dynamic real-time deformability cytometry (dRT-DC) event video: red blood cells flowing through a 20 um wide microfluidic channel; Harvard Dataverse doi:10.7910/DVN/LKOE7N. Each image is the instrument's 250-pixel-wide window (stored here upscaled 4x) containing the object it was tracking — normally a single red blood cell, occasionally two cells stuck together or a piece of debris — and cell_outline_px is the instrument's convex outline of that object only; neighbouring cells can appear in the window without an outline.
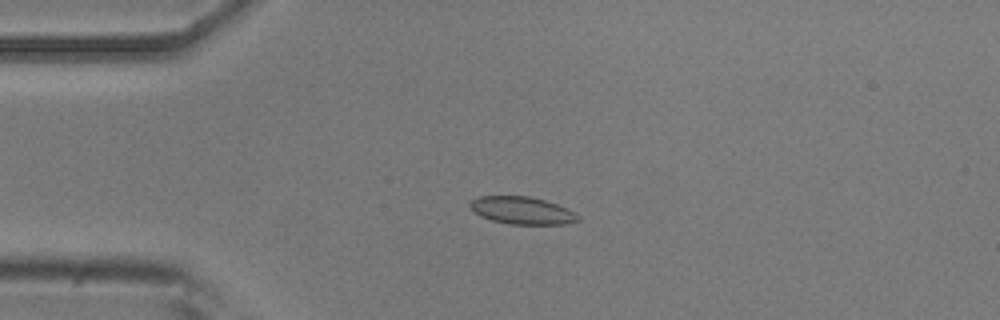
{"species": "common noctule bat (a hibernating species)", "species_latin": "Nyctalus noctula", "temperature_condition": "room temperature", "stored_images_in_passage": 6, "camera_frame_rate_fps": 3000, "um_per_image_px": 0.085, "animal": {"sex": "male", "body_mass_g": 20.5, "forearm_length_mm": 52.5}, "frame": {"image": 1, "passage_image": 3, "time_ms": 0.667, "image_size_px": [1000, 320], "cell_outline_px": [[580, 220], [564, 224], [508, 224], [492, 220], [480, 216], [468, 204], [472, 200], [480, 196], [528, 196], [544, 200], [568, 208], [580, 216]], "centroid_in_image_um": [44.4, 17.89], "position_along_channel_um": 40.6, "area_um2": 17.17}}
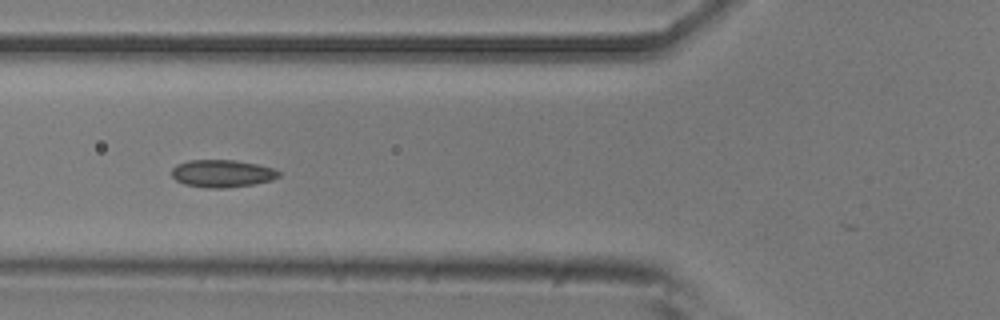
{"frame": {"image": 2, "passage_image": 5, "time_ms": 1.333, "image_size_px": [1000, 320], "cell_outline_px": [[280, 176], [272, 180], [252, 184], [224, 188], [208, 188], [184, 184], [176, 180], [172, 176], [172, 168], [176, 164], [188, 160], [232, 160], [256, 164], [272, 168], [280, 172]], "centroid_in_image_um": [18.85, 14.74], "position_along_channel_um": 106.9, "area_um2": 17.05}}
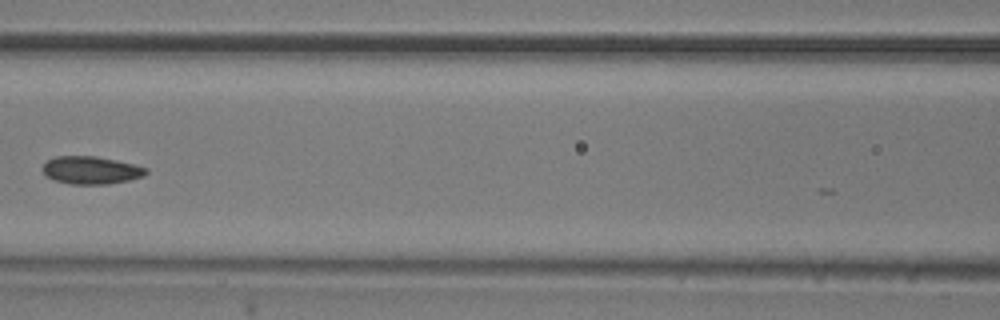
{"frame": {"image": 3, "passage_image": 6, "time_ms": 1.667, "image_size_px": [1000, 320], "cell_outline_px": [[148, 172], [144, 176], [128, 180], [108, 184], [72, 184], [56, 180], [44, 176], [40, 168], [48, 160], [56, 156], [96, 156], [116, 160], [148, 168]], "centroid_in_image_um": [7.71, 14.46], "position_along_channel_um": 158.9, "area_um2": 16.76}}